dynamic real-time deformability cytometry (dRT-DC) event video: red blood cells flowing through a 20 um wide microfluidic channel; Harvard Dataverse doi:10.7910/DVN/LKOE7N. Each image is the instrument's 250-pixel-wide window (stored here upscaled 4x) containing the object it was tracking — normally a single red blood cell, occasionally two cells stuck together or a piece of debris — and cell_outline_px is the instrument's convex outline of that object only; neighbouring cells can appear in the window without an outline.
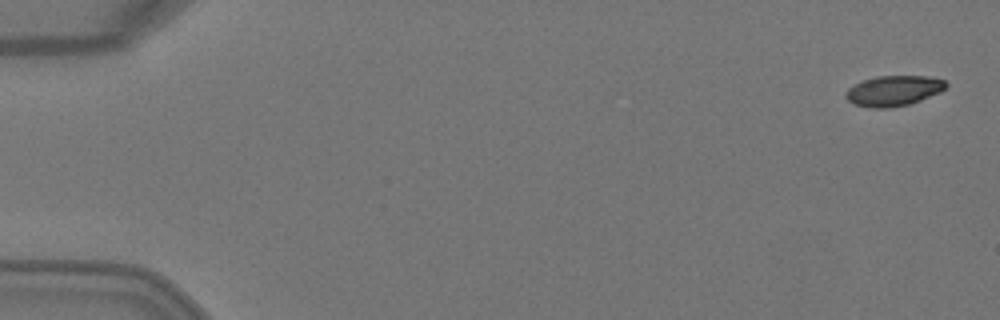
{"species": "Egyptian fruit bat (a non-hibernating species)", "species_latin": "Rousettus aegyptiacus", "temperature_condition": "warm", "stored_images_in_passage": 5, "camera_frame_rate_fps": 3000, "um_per_image_px": 0.085, "animal": {"sex": "female"}, "frame": {"image": 1, "passage_image": 1, "time_ms": 0.0, "image_size_px": [1000, 320], "cell_outline_px": [[948, 84], [940, 92], [920, 100], [908, 104], [888, 108], [872, 108], [856, 104], [848, 100], [844, 96], [844, 92], [848, 88], [864, 80], [876, 76], [928, 76], [944, 80]], "centroid_in_image_um": [75.94, 7.71], "position_along_channel_um": 9.1, "area_um2": 17.57}}